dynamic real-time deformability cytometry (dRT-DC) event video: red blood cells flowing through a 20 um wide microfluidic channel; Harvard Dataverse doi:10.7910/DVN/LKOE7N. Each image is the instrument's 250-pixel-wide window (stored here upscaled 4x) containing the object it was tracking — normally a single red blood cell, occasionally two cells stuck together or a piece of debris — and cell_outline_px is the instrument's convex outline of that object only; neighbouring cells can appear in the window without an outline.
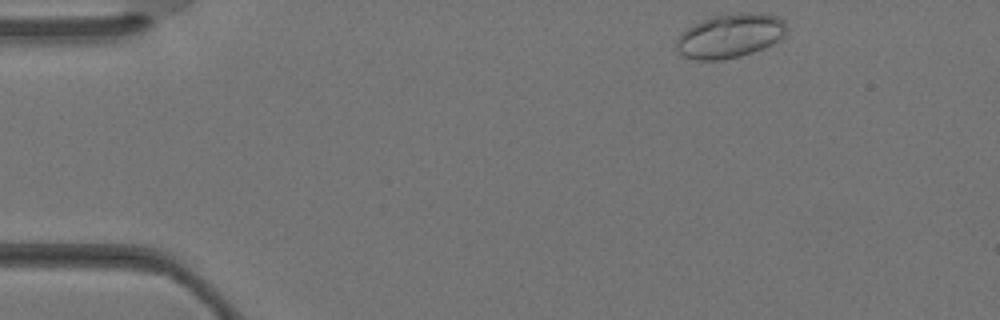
{"species": "Egyptian fruit bat (a non-hibernating species)", "species_latin": "Rousettus aegyptiacus", "temperature_condition": "warm", "stored_images_in_passage": 33, "camera_frame_rate_fps": 3000, "um_per_image_px": 0.085, "animal": {"sex": "female"}, "frame": {"image": 1, "passage_image": 1, "time_ms": 0.0, "image_size_px": [1000, 320], "cell_outline_px": [[788, 28], [776, 40], [752, 52], [740, 56], [720, 60], [696, 60], [684, 56], [676, 48], [676, 40], [692, 24], [712, 16], [740, 12], [760, 12], [776, 16], [784, 20]], "centroid_in_image_um": [62.03, 3.02], "position_along_channel_um": 23.0, "area_um2": 27.92}}
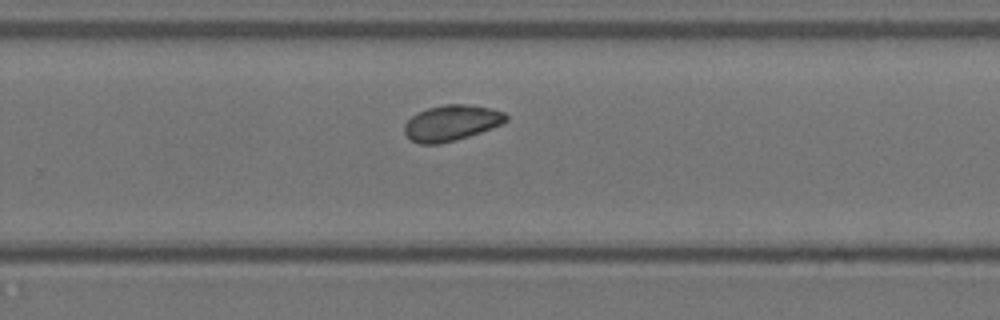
{"frame": {"image": 2, "passage_image": 20, "time_ms": 6.333, "image_size_px": [1000, 320], "cell_outline_px": [[508, 120], [492, 128], [456, 140], [440, 144], [420, 144], [412, 140], [404, 132], [404, 124], [416, 112], [428, 108], [444, 104], [464, 104], [488, 108], [504, 112], [508, 116]], "centroid_in_image_um": [38.35, 10.45], "position_along_channel_um": 291.5, "area_um2": 21.04}}
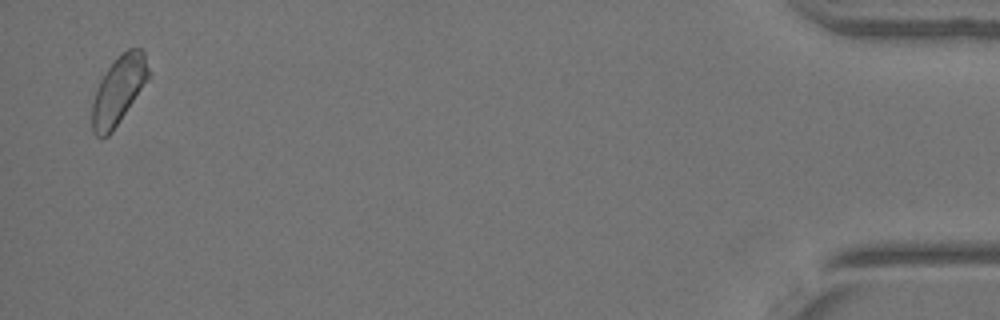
{"frame": {"image": 3, "passage_image": 32, "time_ms": 10.333, "image_size_px": [1000, 320], "cell_outline_px": [[152, 72], [112, 132], [108, 136], [100, 140], [92, 132], [92, 100], [100, 80], [116, 56], [128, 48], [140, 48], [144, 52]], "centroid_in_image_um": [10.07, 7.66], "position_along_channel_um": 425.1, "area_um2": 22.43}}